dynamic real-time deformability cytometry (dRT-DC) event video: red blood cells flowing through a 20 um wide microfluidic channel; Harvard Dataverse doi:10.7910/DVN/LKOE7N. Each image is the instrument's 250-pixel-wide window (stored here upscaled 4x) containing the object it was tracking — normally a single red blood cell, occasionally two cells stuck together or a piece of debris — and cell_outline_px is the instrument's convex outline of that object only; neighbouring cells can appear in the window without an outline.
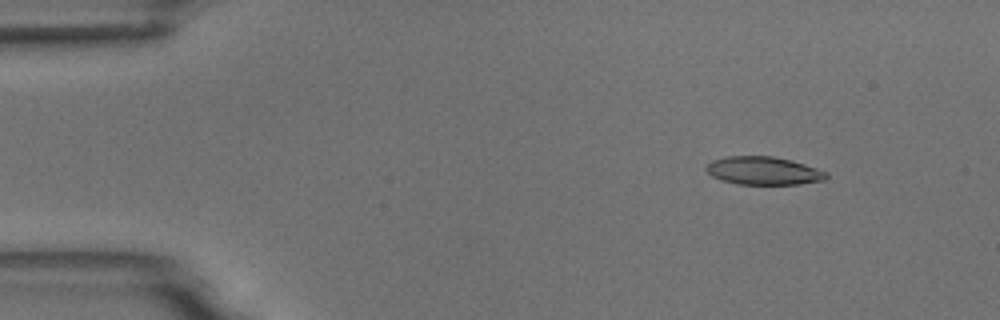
{"species": "common noctule bat (a hibernating species)", "species_latin": "Nyctalus noctula", "temperature_condition": "room temperature", "stored_images_in_passage": 5, "segment_of_instrument_passage": [1, 2], "camera_frame_rate_fps": 3000, "um_per_image_px": 0.085, "animal": {"sex": "male", "body_mass_g": 18.8}, "frame": {"image": 1, "passage_image": 2, "time_ms": 1.333, "image_size_px": [1000, 320], "cell_outline_px": [[828, 176], [824, 180], [800, 184], [736, 184], [720, 180], [712, 176], [704, 168], [712, 160], [728, 156], [772, 156], [804, 164], [828, 172]], "centroid_in_image_um": [64.88, 14.52], "position_along_channel_um": 20.1, "area_um2": 19.59}}
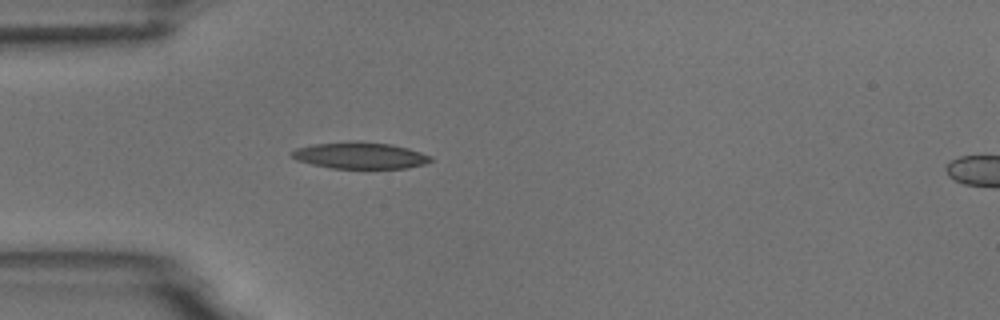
{"frame": {"image": 2, "passage_image": 4, "time_ms": 4.333, "image_size_px": [1000, 320], "cell_outline_px": [[432, 160], [424, 164], [408, 168], [332, 168], [312, 164], [296, 160], [288, 152], [296, 148], [312, 144], [352, 140], [392, 144], [408, 148], [432, 156]], "centroid_in_image_um": [30.58, 13.2], "position_along_channel_um": 54.4, "area_um2": 21.68}}